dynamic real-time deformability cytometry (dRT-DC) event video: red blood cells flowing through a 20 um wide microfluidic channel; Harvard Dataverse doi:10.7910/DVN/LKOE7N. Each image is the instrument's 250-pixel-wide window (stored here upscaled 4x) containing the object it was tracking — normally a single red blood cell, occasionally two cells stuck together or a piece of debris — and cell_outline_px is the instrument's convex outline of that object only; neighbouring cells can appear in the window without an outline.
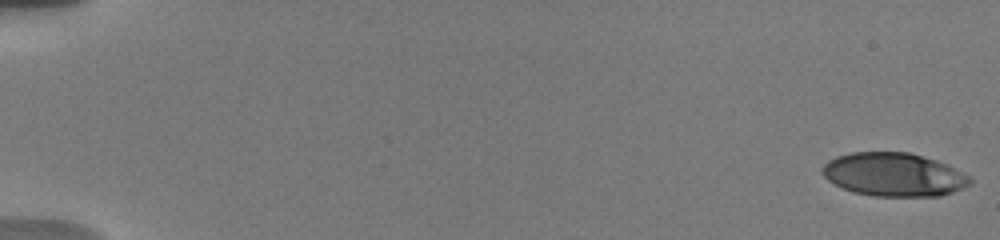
{"species": "human", "species_latin": "Homo sapiens", "temperature_condition": "warm", "stored_images_in_passage": 11, "camera_frame_rate_fps": 3000, "um_per_image_px": 0.085, "donor": {"sex": "male"}, "frame": {"image": 1, "passage_image": 1, "time_ms": 0.0, "image_size_px": [1000, 240], "cell_outline_px": [[972, 184], [964, 188], [940, 196], [876, 196], [852, 192], [828, 180], [820, 172], [820, 168], [828, 160], [836, 156], [852, 152], [908, 152], [936, 160], [948, 164], [972, 176]], "centroid_in_image_um": [76.0, 14.83], "position_along_channel_um": 9.0, "area_um2": 37.74}}
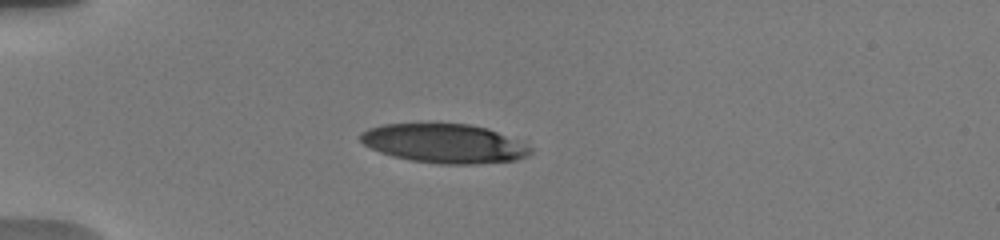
{"frame": {"image": 2, "passage_image": 9, "time_ms": 5.0, "image_size_px": [1000, 240], "cell_outline_px": [[532, 152], [528, 156], [516, 160], [476, 164], [440, 164], [412, 160], [392, 156], [380, 152], [364, 144], [360, 140], [360, 132], [368, 128], [384, 124], [468, 124], [488, 128], [524, 144], [532, 148]], "centroid_in_image_um": [37.75, 12.2], "position_along_channel_um": 47.3, "area_um2": 38.44}}
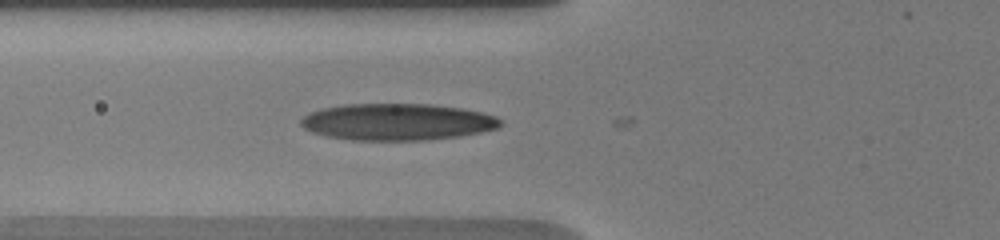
{"frame": {"image": 3, "passage_image": 11, "time_ms": 7.0, "image_size_px": [1000, 240], "cell_outline_px": [[504, 124], [500, 128], [460, 136], [424, 140], [352, 140], [328, 136], [312, 132], [304, 128], [300, 124], [300, 120], [308, 112], [324, 108], [344, 104], [432, 104], [464, 108], [484, 112], [496, 116], [504, 120]], "centroid_in_image_um": [33.83, 10.35], "position_along_channel_um": 92.0, "area_um2": 43.12}}